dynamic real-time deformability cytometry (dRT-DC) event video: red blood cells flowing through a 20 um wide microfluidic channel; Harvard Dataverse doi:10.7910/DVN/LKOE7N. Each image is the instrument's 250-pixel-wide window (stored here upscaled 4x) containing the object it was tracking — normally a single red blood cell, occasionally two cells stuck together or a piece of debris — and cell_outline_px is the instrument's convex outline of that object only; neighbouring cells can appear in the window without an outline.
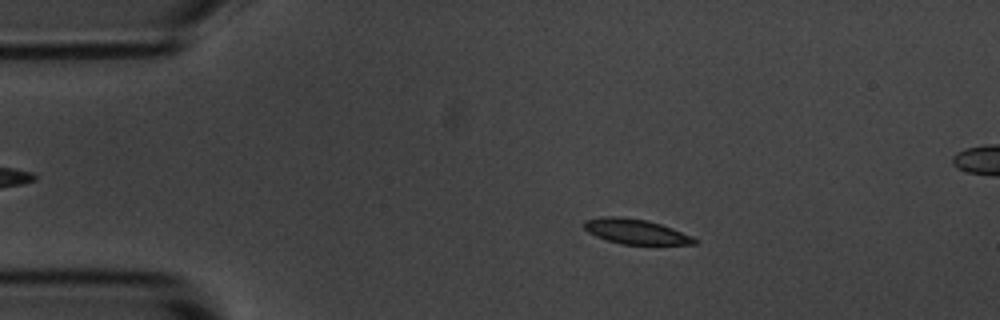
{"species": "common noctule bat (a hibernating species)", "species_latin": "Nyctalus noctula", "temperature_condition": "room temperature", "stored_images_in_passage": 4, "camera_frame_rate_fps": 3000, "um_per_image_px": 0.085, "animal": {"sex": "male", "body_mass_g": 20.1, "forearm_length_mm": 53.5}, "frame": {"image": 1, "passage_image": 2, "time_ms": 1.333, "image_size_px": [1000, 320], "cell_outline_px": [[700, 240], [696, 244], [620, 244], [596, 236], [588, 232], [584, 228], [584, 220], [600, 216], [620, 216], [648, 220], [672, 228], [692, 236]], "centroid_in_image_um": [54.03, 19.67], "position_along_channel_um": 31.0, "area_um2": 16.13}}